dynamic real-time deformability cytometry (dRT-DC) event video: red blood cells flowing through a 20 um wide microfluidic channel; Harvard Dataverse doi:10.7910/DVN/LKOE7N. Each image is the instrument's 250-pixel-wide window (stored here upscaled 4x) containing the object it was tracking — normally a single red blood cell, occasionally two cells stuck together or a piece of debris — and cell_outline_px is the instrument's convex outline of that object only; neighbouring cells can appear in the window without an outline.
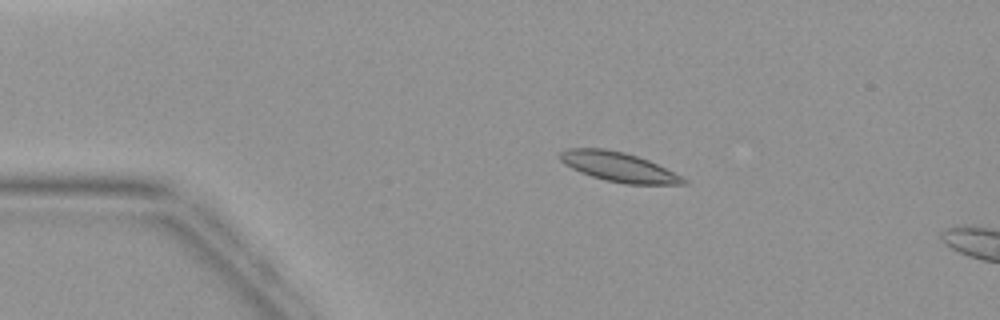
{"species": "common noctule bat (a hibernating species)", "species_latin": "Nyctalus noctula", "temperature_condition": "warm", "stored_images_in_passage": 4, "camera_frame_rate_fps": 3000, "um_per_image_px": 0.085, "animal": {"sex": "female", "body_mass_g": 19.9}, "frame": {"image": 1, "passage_image": 3, "time_ms": 2.667, "image_size_px": [1000, 320], "cell_outline_px": [[688, 184], [624, 184], [604, 180], [580, 172], [564, 164], [556, 156], [564, 148], [604, 148], [624, 152], [648, 160], [688, 180]], "centroid_in_image_um": [52.51, 14.18], "position_along_channel_um": 32.5, "area_um2": 21.15}}